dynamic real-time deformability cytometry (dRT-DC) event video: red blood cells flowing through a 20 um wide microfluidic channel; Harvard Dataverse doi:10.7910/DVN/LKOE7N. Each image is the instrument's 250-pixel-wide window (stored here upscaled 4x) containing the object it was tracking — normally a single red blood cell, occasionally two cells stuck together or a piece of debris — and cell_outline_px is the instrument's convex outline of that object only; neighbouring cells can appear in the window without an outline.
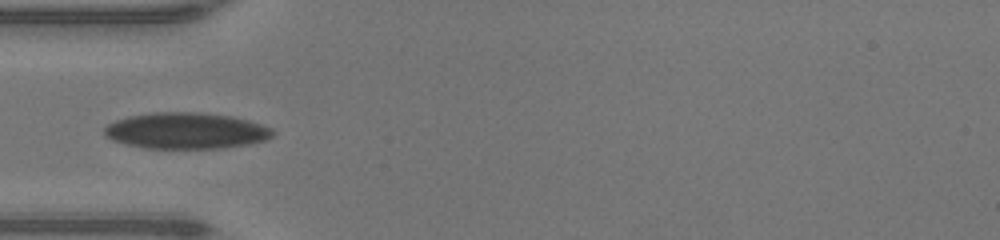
{"species": "human", "species_latin": "Homo sapiens", "temperature_condition": "warm", "stored_images_in_passage": 34, "camera_frame_rate_fps": 3000, "um_per_image_px": 0.085, "donor": {"sex": "male"}, "frame": {"image": 1, "passage_image": 1, "time_ms": 0.0, "image_size_px": [1000, 240], "cell_outline_px": [[272, 136], [264, 140], [248, 144], [224, 148], [148, 148], [128, 144], [112, 140], [104, 132], [104, 128], [108, 124], [116, 120], [128, 116], [152, 112], [200, 112], [232, 116], [248, 120], [272, 128]], "centroid_in_image_um": [15.82, 11.1], "position_along_channel_um": 69.2, "area_um2": 35.32}}
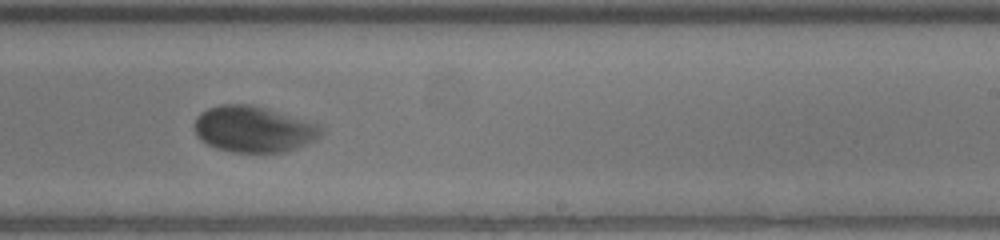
{"frame": {"image": 2, "passage_image": 15, "time_ms": 4.667, "image_size_px": [1000, 240], "cell_outline_px": [[324, 128], [320, 136], [304, 144], [284, 152], [232, 152], [216, 148], [208, 144], [196, 136], [196, 116], [200, 112], [208, 108], [220, 104], [252, 104], [316, 124]], "centroid_in_image_um": [21.5, 10.97], "position_along_channel_um": 267.5, "area_um2": 33.52}}
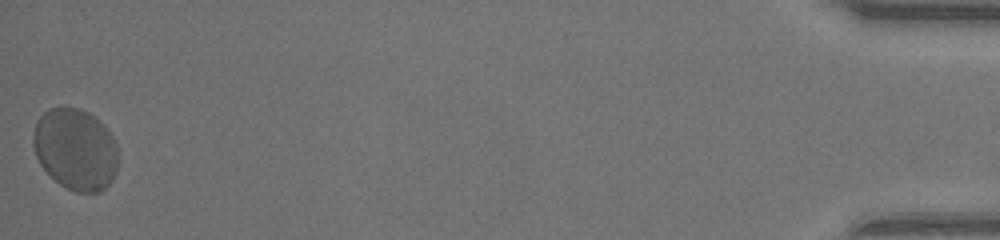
{"frame": {"image": 3, "passage_image": 34, "time_ms": 11.0, "image_size_px": [1000, 240], "cell_outline_px": [[116, 172], [112, 180], [100, 192], [76, 192], [60, 184], [40, 164], [36, 156], [32, 144], [32, 136], [36, 120], [48, 108], [80, 108], [88, 112], [104, 124], [112, 136], [116, 144]], "centroid_in_image_um": [6.39, 12.67], "position_along_channel_um": 428.8, "area_um2": 40.23}}